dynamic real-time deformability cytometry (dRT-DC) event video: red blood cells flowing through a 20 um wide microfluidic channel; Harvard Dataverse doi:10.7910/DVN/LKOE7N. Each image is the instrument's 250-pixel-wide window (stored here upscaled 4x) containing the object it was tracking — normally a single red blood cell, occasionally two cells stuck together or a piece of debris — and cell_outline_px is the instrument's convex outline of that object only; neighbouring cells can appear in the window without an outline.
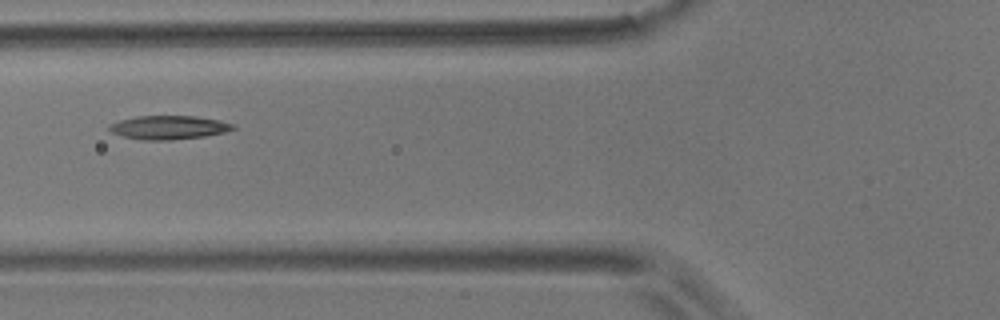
{"species": "common noctule bat (a hibernating species)", "species_latin": "Nyctalus noctula", "temperature_condition": "room temperature", "stored_images_in_passage": 6, "camera_frame_rate_fps": 3000, "um_per_image_px": 0.085, "animal": {"sex": "male", "body_mass_g": 17.9}, "frame": {"image": 1, "passage_image": 5, "time_ms": 4.667, "image_size_px": [1000, 320], "cell_outline_px": [[236, 128], [224, 132], [204, 136], [172, 140], [144, 140], [124, 136], [112, 132], [108, 128], [112, 124], [120, 120], [136, 116], [196, 116], [220, 120], [232, 124]], "centroid_in_image_um": [14.36, 10.83], "position_along_channel_um": 111.4, "area_um2": 16.88}}
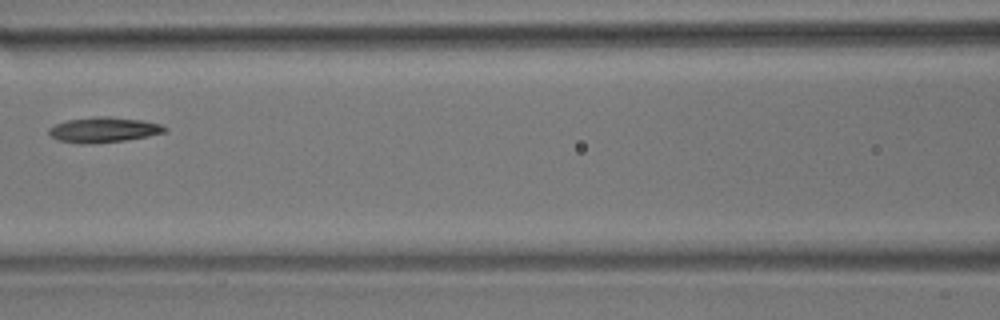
{"frame": {"image": 2, "passage_image": 6, "time_ms": 6.0, "image_size_px": [1000, 320], "cell_outline_px": [[168, 128], [164, 132], [148, 136], [124, 140], [84, 144], [80, 144], [56, 140], [48, 132], [48, 128], [56, 124], [68, 120], [92, 116], [108, 116], [144, 120], [160, 124]], "centroid_in_image_um": [8.79, 11.02], "position_along_channel_um": 157.8, "area_um2": 17.05}}